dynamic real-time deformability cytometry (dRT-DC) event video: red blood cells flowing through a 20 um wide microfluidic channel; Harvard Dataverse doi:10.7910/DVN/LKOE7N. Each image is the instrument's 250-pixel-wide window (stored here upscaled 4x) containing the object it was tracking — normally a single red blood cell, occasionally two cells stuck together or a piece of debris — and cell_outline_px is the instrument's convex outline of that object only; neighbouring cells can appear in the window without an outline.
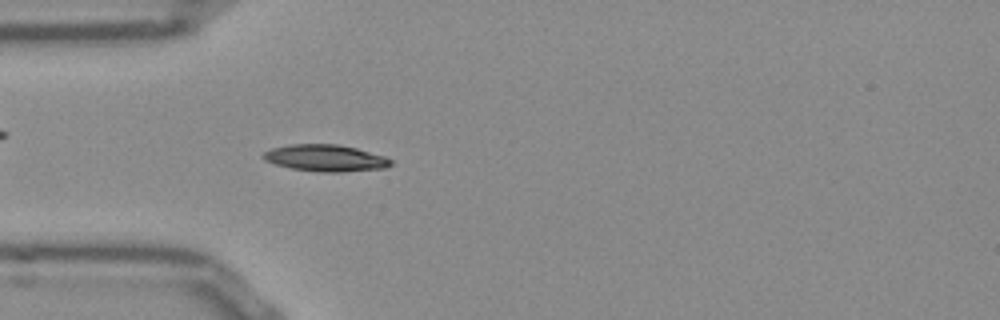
{"species": "Egyptian fruit bat (a non-hibernating species)", "species_latin": "Rousettus aegyptiacus", "temperature_condition": "room temperature", "stored_images_in_passage": 41, "camera_frame_rate_fps": 3000, "um_per_image_px": 0.085, "frame": {"image": 1, "passage_image": 8, "time_ms": 2.333, "image_size_px": [1000, 320], "cell_outline_px": [[392, 164], [384, 168], [340, 172], [320, 172], [292, 168], [276, 164], [264, 160], [260, 156], [264, 152], [272, 148], [292, 144], [336, 144], [356, 148], [384, 156], [392, 160]], "centroid_in_image_um": [27.65, 13.43], "position_along_channel_um": 57.4, "area_um2": 19.71}}
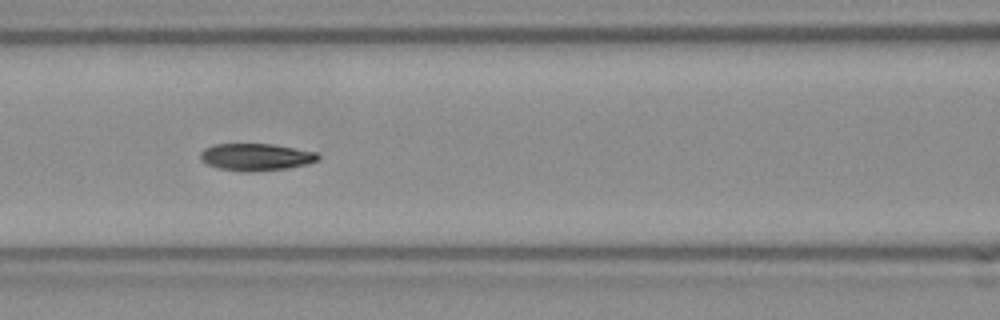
{"frame": {"image": 2, "passage_image": 15, "time_ms": 4.667, "image_size_px": [1000, 320], "cell_outline_px": [[320, 160], [308, 164], [288, 168], [252, 172], [244, 172], [216, 168], [200, 160], [200, 152], [204, 148], [216, 144], [272, 144], [316, 152], [320, 156]], "centroid_in_image_um": [21.75, 13.35], "position_along_channel_um": 144.8, "area_um2": 18.79}}
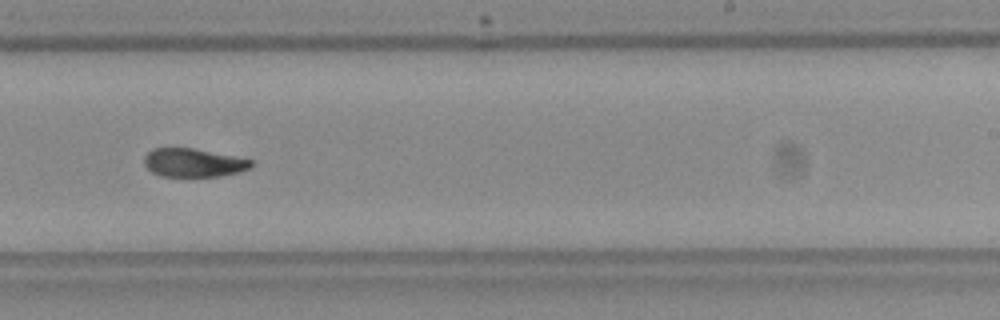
{"frame": {"image": 3, "passage_image": 25, "time_ms": 8.0, "image_size_px": [1000, 320], "cell_outline_px": [[252, 168], [240, 172], [220, 176], [160, 176], [152, 172], [144, 164], [144, 156], [152, 148], [192, 148], [252, 160]], "centroid_in_image_um": [16.43, 13.83], "position_along_channel_um": 272.6, "area_um2": 17.63}, "authors_computed_cell_mechanics": {"area_um2": 19.0162, "velocity_mm_per_s": 3.8362, "shape_relaxation_time_tau1_ms": 9.2394, "shape_relaxation_time_tau2_ms": 3.2149, "deformation_change_tau1": 0.1909, "deformation_change_tau2": 0.0666}}